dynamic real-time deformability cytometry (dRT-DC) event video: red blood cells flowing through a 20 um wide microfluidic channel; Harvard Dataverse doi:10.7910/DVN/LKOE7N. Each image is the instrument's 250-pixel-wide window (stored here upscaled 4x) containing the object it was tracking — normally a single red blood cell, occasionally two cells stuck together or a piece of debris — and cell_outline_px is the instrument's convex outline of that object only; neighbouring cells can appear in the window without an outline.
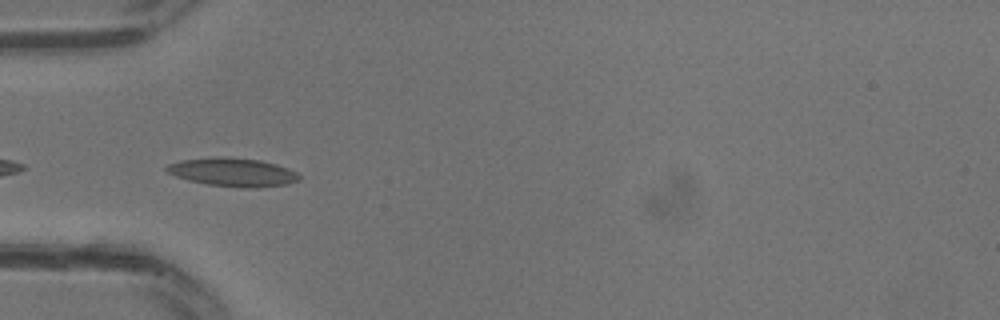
{"species": "common noctule bat (a hibernating species)", "species_latin": "Nyctalus noctula", "temperature_condition": "warm", "stored_images_in_passage": 18, "segment_of_instrument_passage": [2, 2], "camera_frame_rate_fps": 3000, "um_per_image_px": 0.085, "animal": {"sex": "male", "body_mass_g": 13.3}, "frame": {"image": 1, "passage_image": 7, "time_ms": 2.0, "image_size_px": [1000, 320], "cell_outline_px": [[300, 180], [288, 184], [244, 188], [208, 184], [188, 180], [176, 176], [168, 172], [164, 168], [168, 164], [180, 160], [260, 160], [276, 164], [288, 168], [296, 172], [300, 176]], "centroid_in_image_um": [19.84, 14.69], "position_along_channel_um": 65.2, "area_um2": 20.69}}
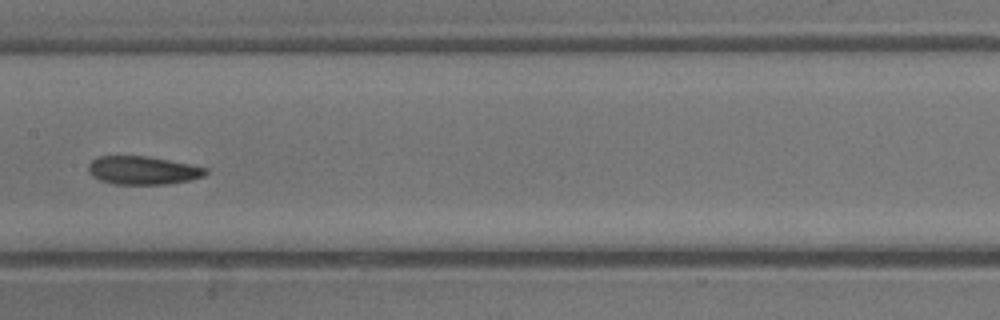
{"frame": {"image": 2, "passage_image": 13, "time_ms": 4.0, "image_size_px": [1000, 320], "cell_outline_px": [[208, 172], [204, 176], [188, 180], [168, 184], [116, 184], [100, 180], [92, 176], [88, 172], [88, 164], [92, 160], [100, 156], [148, 156], [208, 168]], "centroid_in_image_um": [12.12, 14.48], "position_along_channel_um": 195.3, "area_um2": 19.25}}
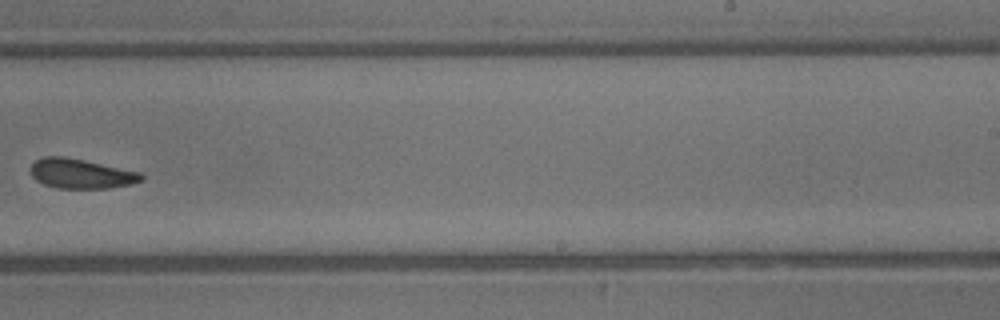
{"frame": {"image": 3, "passage_image": 17, "time_ms": 5.333, "image_size_px": [1000, 320], "cell_outline_px": [[144, 180], [132, 184], [108, 188], [56, 188], [44, 184], [36, 180], [32, 176], [32, 164], [36, 160], [44, 156], [64, 156], [84, 160], [140, 172], [144, 176]], "centroid_in_image_um": [6.9, 14.76], "position_along_channel_um": 282.1, "area_um2": 19.07}}